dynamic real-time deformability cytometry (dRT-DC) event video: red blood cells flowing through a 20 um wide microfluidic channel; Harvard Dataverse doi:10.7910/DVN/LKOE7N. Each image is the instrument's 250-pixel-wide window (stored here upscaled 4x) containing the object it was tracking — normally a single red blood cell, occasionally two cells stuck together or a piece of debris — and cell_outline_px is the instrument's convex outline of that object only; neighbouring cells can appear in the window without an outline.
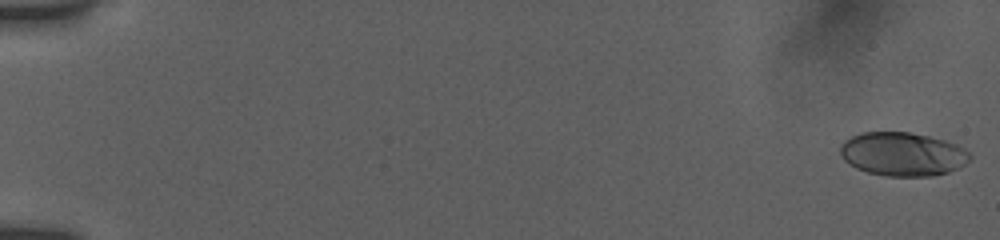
{"species": "human", "species_latin": "Homo sapiens", "temperature_condition": "room temperature", "stored_images_in_passage": 11, "camera_frame_rate_fps": 3000, "um_per_image_px": 0.085, "donor": {"sex": "female"}, "frame": {"image": 1, "passage_image": 1, "time_ms": 0.0, "image_size_px": [1000, 240], "cell_outline_px": [[972, 156], [960, 168], [948, 172], [932, 176], [884, 176], [868, 172], [856, 168], [848, 164], [840, 156], [840, 144], [844, 140], [852, 136], [864, 132], [908, 132], [928, 136], [944, 140], [956, 144], [964, 148]], "centroid_in_image_um": [76.7, 13.1], "position_along_channel_um": 8.3, "area_um2": 33.12}}
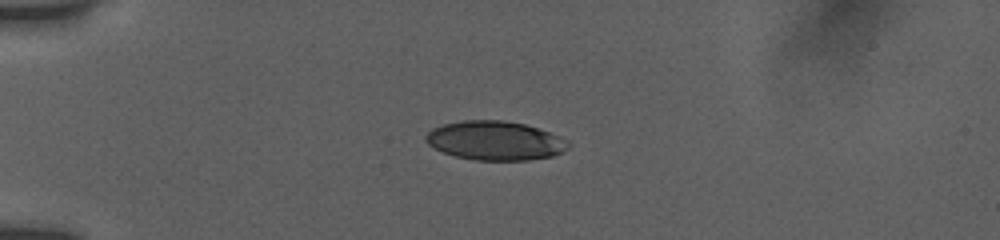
{"frame": {"image": 2, "passage_image": 8, "time_ms": 4.667, "image_size_px": [1000, 240], "cell_outline_px": [[572, 144], [568, 148], [552, 156], [528, 160], [476, 160], [456, 156], [444, 152], [428, 144], [424, 140], [424, 136], [432, 128], [444, 124], [460, 120], [504, 120], [524, 124], [560, 136], [568, 140]], "centroid_in_image_um": [42.08, 11.95], "position_along_channel_um": 42.9, "area_um2": 32.37}}
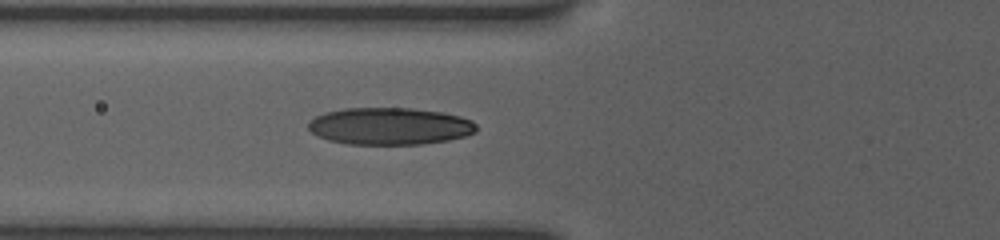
{"frame": {"image": 3, "passage_image": 11, "time_ms": 7.0, "image_size_px": [1000, 240], "cell_outline_px": [[476, 132], [464, 136], [448, 140], [424, 144], [348, 144], [328, 140], [316, 136], [308, 128], [308, 120], [324, 112], [344, 108], [412, 108], [440, 112], [460, 116], [472, 120], [476, 124]], "centroid_in_image_um": [33.1, 10.72], "position_along_channel_um": 92.7, "area_um2": 36.53}}